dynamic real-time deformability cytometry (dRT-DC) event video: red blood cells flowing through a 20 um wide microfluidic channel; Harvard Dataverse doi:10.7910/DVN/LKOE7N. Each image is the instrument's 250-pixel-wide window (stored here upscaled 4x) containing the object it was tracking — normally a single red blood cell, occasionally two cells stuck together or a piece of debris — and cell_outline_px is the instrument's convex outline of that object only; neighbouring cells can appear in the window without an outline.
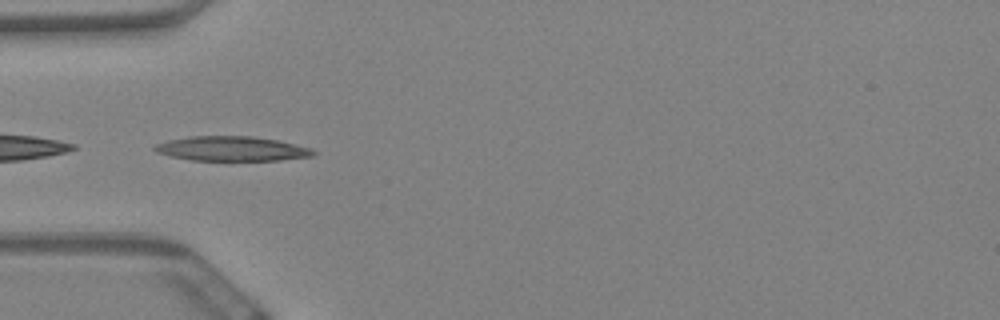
{"species": "Egyptian fruit bat (a non-hibernating species)", "species_latin": "Rousettus aegyptiacus", "temperature_condition": "warm", "stored_images_in_passage": 42, "camera_frame_rate_fps": 3000, "um_per_image_px": 0.085, "animal": {"sex": "female"}, "frame": {"image": 1, "passage_image": 1, "time_ms": 0.0, "image_size_px": [1000, 320], "cell_outline_px": [[316, 152], [312, 156], [280, 160], [192, 160], [168, 156], [156, 152], [152, 148], [156, 144], [168, 140], [192, 136], [252, 136], [276, 140], [296, 144], [312, 148]], "centroid_in_image_um": [19.69, 12.64], "position_along_channel_um": 65.3, "area_um2": 22.72}}
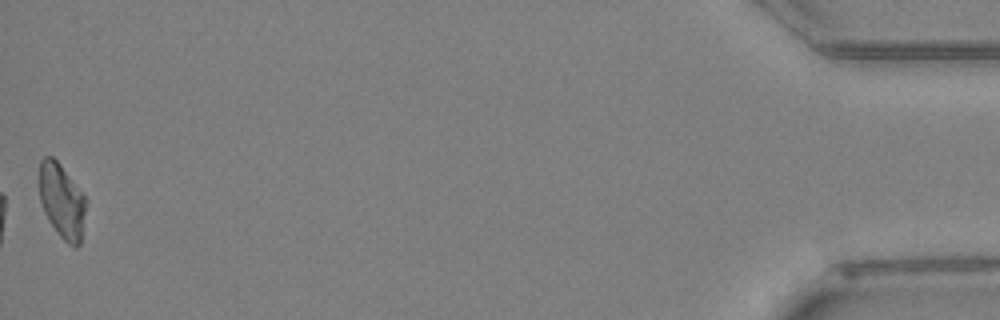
{"frame": {"image": 2, "passage_image": 42, "time_ms": 13.667, "image_size_px": [1000, 320], "cell_outline_px": [[84, 212], [80, 244], [76, 248], [68, 244], [60, 236], [48, 220], [44, 212], [40, 200], [40, 160], [44, 156], [52, 156], [60, 164], [84, 196]], "centroid_in_image_um": [5.23, 17.09], "position_along_channel_um": 430.0, "area_um2": 19.71}, "authors_computed_cell_mechanics": {"area_um2": 20.7502, "velocity_mm_per_s": 3.3786, "shape_relaxation_time_tau1_ms": 6.1024, "shape_relaxation_time_tau2_ms": 5.1611, "deformation_change_tau1": 0.1961, "deformation_change_tau2": 0.1167}}